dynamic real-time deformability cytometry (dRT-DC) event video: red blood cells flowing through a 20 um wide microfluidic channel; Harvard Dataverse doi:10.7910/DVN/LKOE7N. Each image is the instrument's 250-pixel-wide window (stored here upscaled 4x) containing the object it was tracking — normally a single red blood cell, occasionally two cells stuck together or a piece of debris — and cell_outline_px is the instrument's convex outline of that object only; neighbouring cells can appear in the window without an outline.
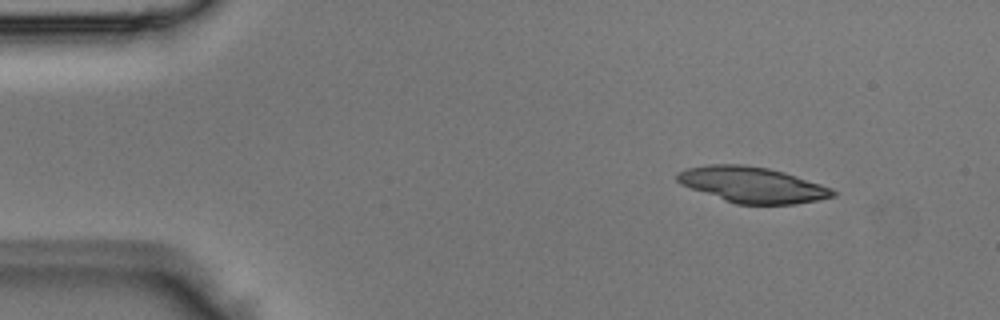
{"species": "Egyptian fruit bat (a non-hibernating species)", "species_latin": "Rousettus aegyptiacus", "temperature_condition": "room temperature", "stored_images_in_passage": 3, "camera_frame_rate_fps": 3000, "um_per_image_px": 0.085, "animal": {"sex": "male"}, "frame": {"image": 1, "passage_image": 1, "time_ms": 0.0, "image_size_px": [1000, 320], "cell_outline_px": [[836, 196], [796, 204], [736, 204], [724, 200], [680, 184], [676, 180], [676, 172], [688, 168], [708, 164], [744, 164], [768, 168], [784, 172], [832, 188], [836, 192]], "centroid_in_image_um": [63.93, 15.7], "position_along_channel_um": 21.1, "area_um2": 32.31}}